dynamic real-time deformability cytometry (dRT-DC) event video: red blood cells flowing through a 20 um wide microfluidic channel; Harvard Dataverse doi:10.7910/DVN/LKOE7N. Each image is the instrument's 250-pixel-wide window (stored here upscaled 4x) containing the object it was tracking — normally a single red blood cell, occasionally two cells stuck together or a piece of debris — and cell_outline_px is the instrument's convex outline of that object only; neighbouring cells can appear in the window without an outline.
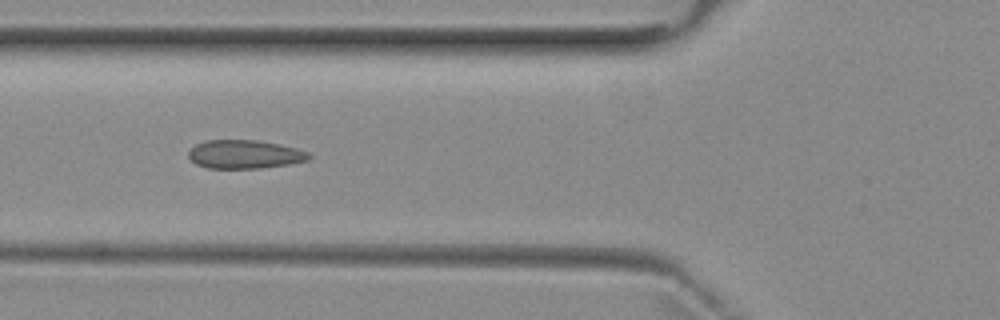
{"species": "common noctule bat (a hibernating species)", "species_latin": "Nyctalus noctula", "temperature_condition": "room temperature", "stored_images_in_passage": 7, "camera_frame_rate_fps": 3000, "um_per_image_px": 0.085, "animal": {"sex": "female", "body_mass_g": 29.2, "forearm_length_mm": 56.3}, "frame": {"image": 1, "passage_image": 5, "time_ms": 5.333, "image_size_px": [1000, 320], "cell_outline_px": [[312, 156], [308, 160], [288, 164], [260, 168], [208, 168], [196, 164], [188, 156], [188, 152], [196, 144], [204, 140], [256, 140], [280, 144], [296, 148], [308, 152]], "centroid_in_image_um": [20.8, 13.11], "position_along_channel_um": 105.0, "area_um2": 20.0}}
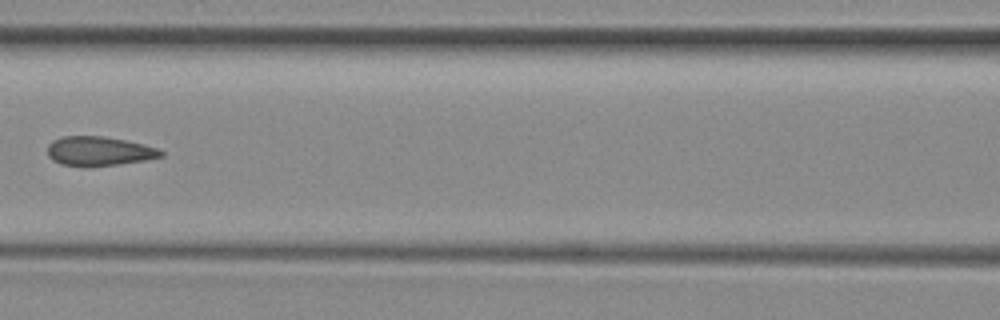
{"frame": {"image": 2, "passage_image": 6, "time_ms": 6.667, "image_size_px": [1000, 320], "cell_outline_px": [[164, 156], [144, 160], [120, 164], [88, 168], [84, 168], [60, 164], [52, 160], [48, 156], [48, 144], [52, 140], [64, 136], [104, 136], [144, 144], [156, 148], [164, 152]], "centroid_in_image_um": [8.38, 12.87], "position_along_channel_um": 158.2, "area_um2": 19.71}}
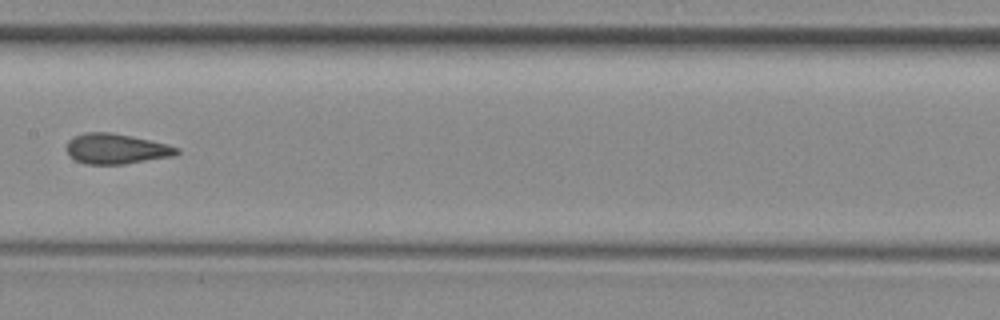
{"frame": {"image": 3, "passage_image": 7, "time_ms": 7.667, "image_size_px": [1000, 320], "cell_outline_px": [[180, 152], [176, 156], [124, 164], [84, 164], [76, 160], [68, 152], [68, 140], [72, 136], [84, 132], [112, 132], [168, 144], [180, 148]], "centroid_in_image_um": [9.92, 12.64], "position_along_channel_um": 197.5, "area_um2": 19.54}}